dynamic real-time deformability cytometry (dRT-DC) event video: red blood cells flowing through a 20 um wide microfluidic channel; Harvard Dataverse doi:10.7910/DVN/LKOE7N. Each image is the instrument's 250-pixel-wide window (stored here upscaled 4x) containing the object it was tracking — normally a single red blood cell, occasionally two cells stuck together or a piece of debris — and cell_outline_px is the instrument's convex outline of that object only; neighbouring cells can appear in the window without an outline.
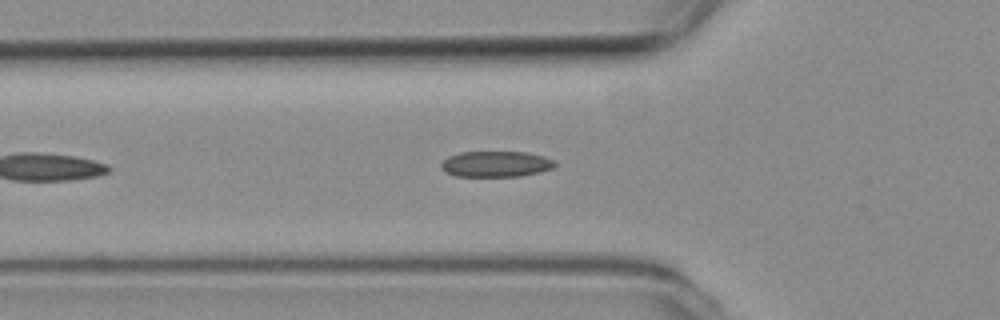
{"species": "common noctule bat (a hibernating species)", "species_latin": "Nyctalus noctula", "temperature_condition": "room temperature", "stored_images_in_passage": 13, "camera_frame_rate_fps": 3000, "um_per_image_px": 0.085, "animal": {"sex": "female", "body_mass_g": 19.3, "forearm_length_mm": 54.1}, "frame": {"image": 1, "passage_image": 8, "time_ms": 2.333, "image_size_px": [1000, 320], "cell_outline_px": [[556, 164], [552, 168], [540, 172], [520, 176], [456, 176], [444, 172], [440, 168], [440, 164], [448, 156], [460, 152], [528, 152], [544, 156], [556, 160]], "centroid_in_image_um": [42.15, 13.94], "position_along_channel_um": 83.7, "area_um2": 17.28}}